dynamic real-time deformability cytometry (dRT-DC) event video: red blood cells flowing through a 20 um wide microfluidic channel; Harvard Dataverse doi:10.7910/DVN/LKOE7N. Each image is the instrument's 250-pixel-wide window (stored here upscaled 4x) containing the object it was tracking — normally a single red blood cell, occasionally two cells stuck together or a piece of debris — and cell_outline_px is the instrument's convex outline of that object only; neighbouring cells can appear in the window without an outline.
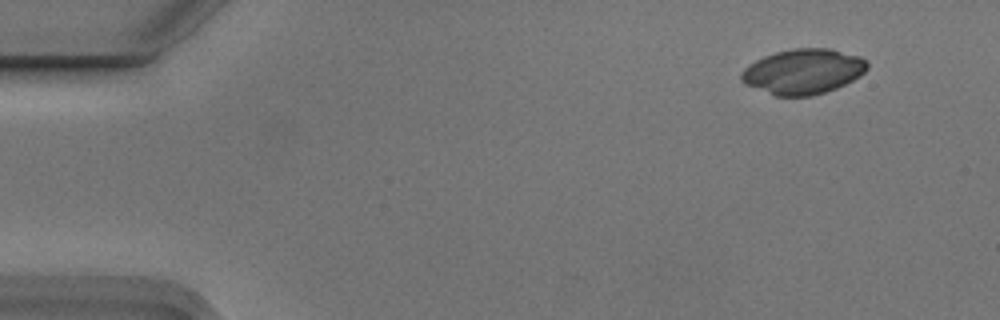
{"species": "Egyptian fruit bat (a non-hibernating species)", "species_latin": "Rousettus aegyptiacus", "temperature_condition": "cold", "stored_images_in_passage": 3, "camera_frame_rate_fps": 3000, "um_per_image_px": 0.085, "animal": {"sex": "male"}, "frame": {"image": 1, "passage_image": 1, "time_ms": 0.0, "image_size_px": [1000, 320], "cell_outline_px": [[868, 68], [860, 76], [836, 88], [812, 96], [776, 96], [744, 84], [740, 80], [740, 72], [744, 68], [756, 60], [764, 56], [776, 52], [792, 48], [828, 48], [860, 56], [868, 60]], "centroid_in_image_um": [68.26, 6.07], "position_along_channel_um": 16.7, "area_um2": 33.23}}